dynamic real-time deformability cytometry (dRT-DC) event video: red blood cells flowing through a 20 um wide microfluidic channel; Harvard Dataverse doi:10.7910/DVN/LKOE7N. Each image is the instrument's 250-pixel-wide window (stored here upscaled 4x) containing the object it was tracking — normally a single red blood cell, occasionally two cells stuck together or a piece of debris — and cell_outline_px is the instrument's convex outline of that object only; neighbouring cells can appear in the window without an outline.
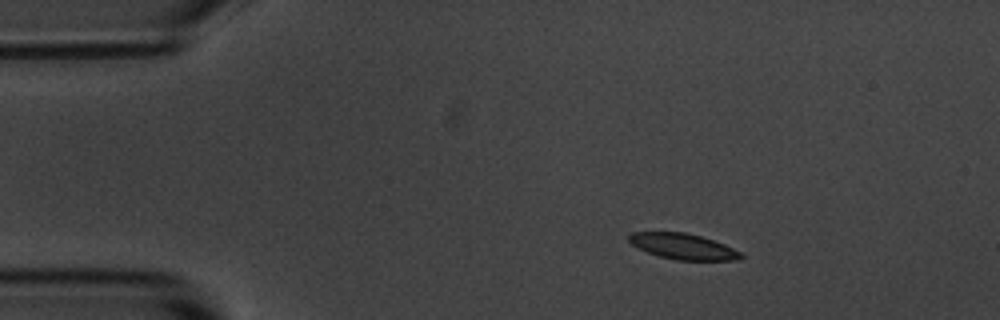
{"species": "common noctule bat (a hibernating species)", "species_latin": "Nyctalus noctula", "temperature_condition": "room temperature", "stored_images_in_passage": 3, "camera_frame_rate_fps": 3000, "um_per_image_px": 0.085, "animal": {"sex": "male", "body_mass_g": 20.1, "forearm_length_mm": 53.5}, "frame": {"image": 1, "passage_image": 1, "time_ms": 0.0, "image_size_px": [1000, 320], "cell_outline_px": [[744, 256], [740, 260], [676, 260], [660, 256], [648, 252], [632, 244], [628, 240], [628, 236], [632, 232], [684, 232], [700, 236], [724, 244], [740, 252]], "centroid_in_image_um": [58.07, 20.95], "position_along_channel_um": 26.9, "area_um2": 16.59}}